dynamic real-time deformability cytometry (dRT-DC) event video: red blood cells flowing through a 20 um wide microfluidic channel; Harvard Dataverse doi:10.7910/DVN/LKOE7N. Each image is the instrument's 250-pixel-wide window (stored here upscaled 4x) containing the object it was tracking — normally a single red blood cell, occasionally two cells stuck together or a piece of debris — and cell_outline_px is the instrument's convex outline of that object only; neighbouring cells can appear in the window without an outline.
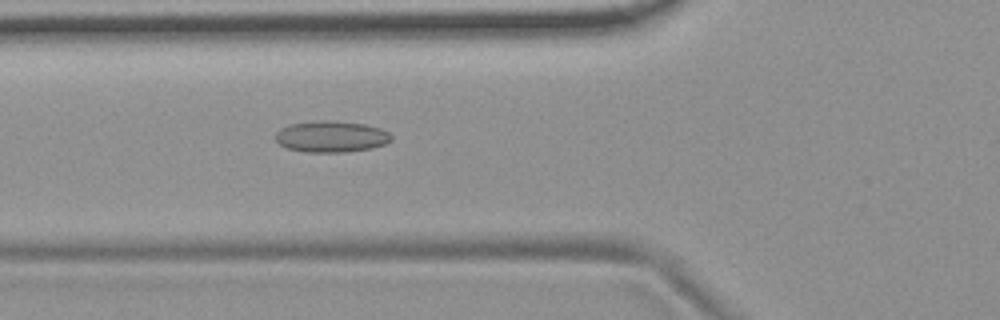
{"species": "common noctule bat (a hibernating species)", "species_latin": "Nyctalus noctula", "temperature_condition": "room temperature", "stored_images_in_passage": 5, "camera_frame_rate_fps": 3000, "um_per_image_px": 0.085, "animal": {"sex": "female", "body_mass_g": 19.9}, "frame": {"image": 1, "passage_image": 5, "time_ms": 5.333, "image_size_px": [1000, 320], "cell_outline_px": [[392, 140], [384, 144], [372, 148], [344, 152], [304, 152], [284, 148], [276, 140], [276, 132], [280, 128], [288, 124], [320, 120], [328, 120], [364, 124], [380, 128], [388, 132], [392, 136]], "centroid_in_image_um": [28.12, 11.61], "position_along_channel_um": 97.7, "area_um2": 21.27}}